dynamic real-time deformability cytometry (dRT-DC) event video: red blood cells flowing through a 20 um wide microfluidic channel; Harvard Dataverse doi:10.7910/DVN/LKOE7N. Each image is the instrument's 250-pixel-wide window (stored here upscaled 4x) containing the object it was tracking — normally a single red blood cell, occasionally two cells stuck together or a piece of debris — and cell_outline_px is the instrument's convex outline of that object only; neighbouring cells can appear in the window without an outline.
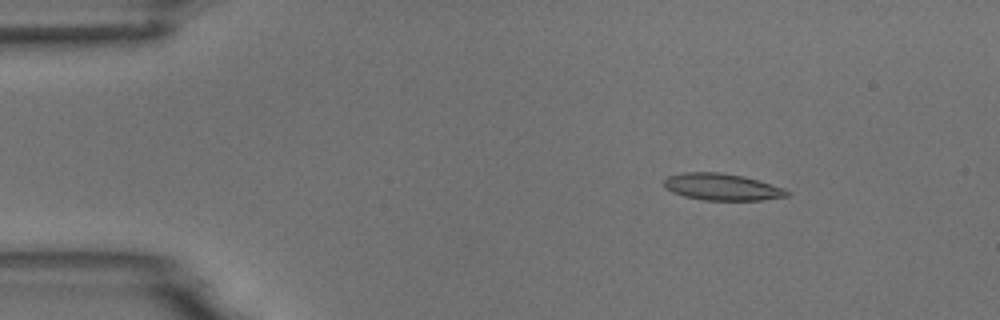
{"species": "common noctule bat (a hibernating species)", "species_latin": "Nyctalus noctula", "temperature_condition": "room temperature", "stored_images_in_passage": 6, "camera_frame_rate_fps": 3000, "um_per_image_px": 0.085, "animal": {"sex": "male", "body_mass_g": 18.8}, "frame": {"image": 1, "passage_image": 3, "time_ms": 2.333, "image_size_px": [1000, 320], "cell_outline_px": [[788, 196], [760, 200], [704, 200], [684, 196], [672, 192], [664, 188], [664, 180], [668, 176], [684, 172], [720, 172], [744, 176], [784, 188], [788, 192]], "centroid_in_image_um": [61.33, 15.88], "position_along_channel_um": 23.7, "area_um2": 19.13}}
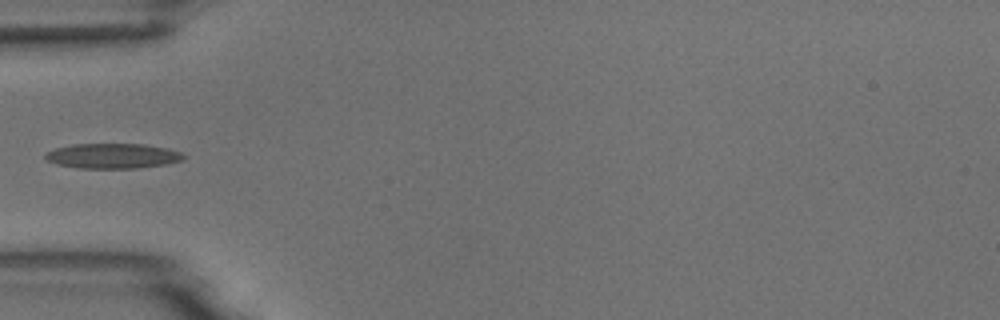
{"frame": {"image": 2, "passage_image": 5, "time_ms": 5.667, "image_size_px": [1000, 320], "cell_outline_px": [[184, 160], [164, 164], [136, 168], [76, 168], [56, 164], [48, 160], [44, 156], [48, 152], [56, 148], [72, 144], [144, 144], [168, 148], [180, 152], [184, 156]], "centroid_in_image_um": [9.58, 13.25], "position_along_channel_um": 75.4, "area_um2": 20.06}}